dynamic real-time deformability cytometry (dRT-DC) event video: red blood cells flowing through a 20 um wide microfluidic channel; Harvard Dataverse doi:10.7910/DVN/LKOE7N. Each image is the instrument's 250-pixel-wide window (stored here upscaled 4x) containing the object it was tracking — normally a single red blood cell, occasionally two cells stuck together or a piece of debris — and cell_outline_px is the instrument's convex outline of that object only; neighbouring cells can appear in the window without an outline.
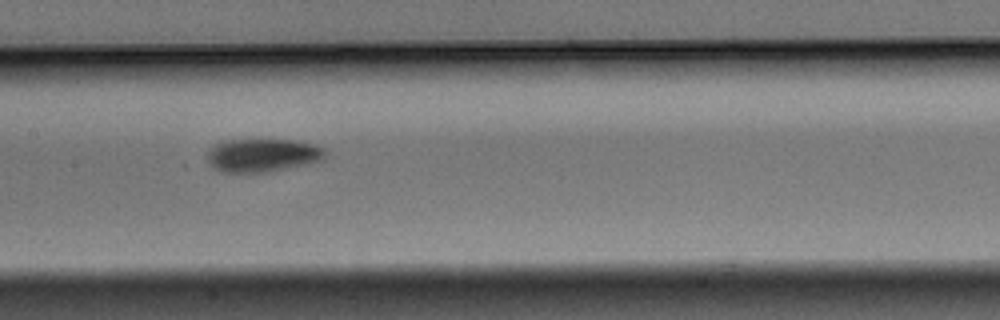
{"species": "Egyptian fruit bat (a non-hibernating species)", "species_latin": "Rousettus aegyptiacus", "temperature_condition": "warm", "stored_images_in_passage": 14, "camera_frame_rate_fps": 3000, "um_per_image_px": 0.085, "animal": {"sex": "male"}, "frame": {"image": 1, "passage_image": 7, "time_ms": 2.0, "image_size_px": [1000, 320], "cell_outline_px": [[324, 160], [268, 172], [224, 172], [208, 164], [208, 152], [216, 144], [228, 140], [296, 140], [316, 144], [324, 148]], "centroid_in_image_um": [22.35, 13.19], "position_along_channel_um": 185.0, "area_um2": 22.66}}
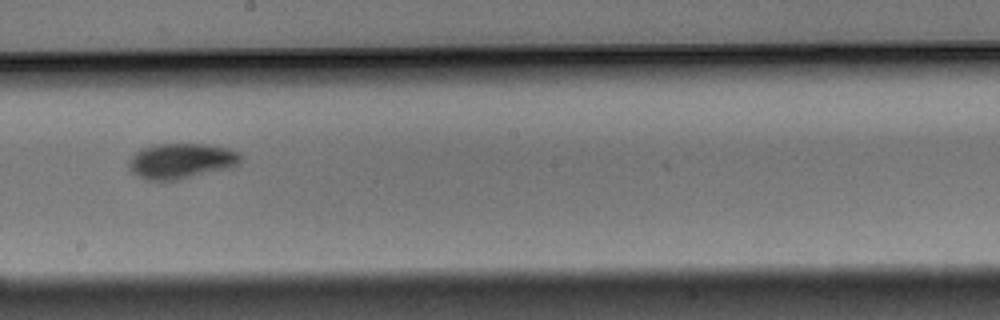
{"frame": {"image": 2, "passage_image": 8, "time_ms": 2.333, "image_size_px": [1000, 320], "cell_outline_px": [[240, 160], [236, 164], [228, 168], [164, 184], [144, 180], [132, 172], [128, 168], [128, 160], [140, 148], [156, 144], [208, 144], [228, 148], [240, 152]], "centroid_in_image_um": [15.32, 13.72], "position_along_channel_um": 232.9, "area_um2": 23.7}}
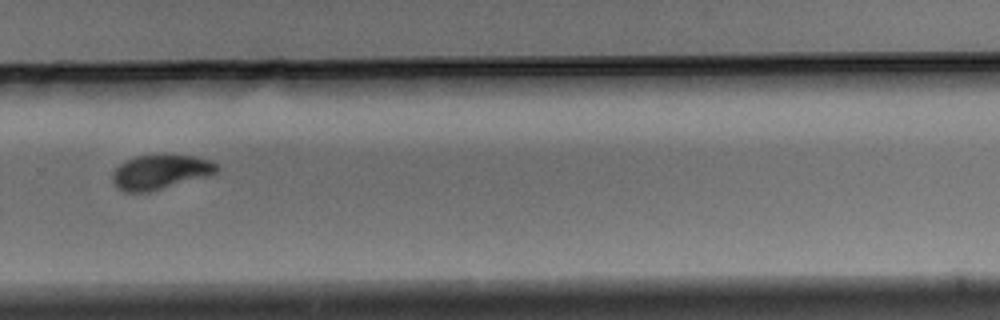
{"frame": {"image": 3, "passage_image": 10, "time_ms": 3.0, "image_size_px": [1000, 320], "cell_outline_px": [[220, 168], [216, 172], [208, 176], [148, 192], [124, 192], [116, 188], [112, 184], [112, 172], [120, 164], [136, 156], [196, 156], [220, 164]], "centroid_in_image_um": [13.62, 14.64], "position_along_channel_um": 316.2, "area_um2": 20.81}}